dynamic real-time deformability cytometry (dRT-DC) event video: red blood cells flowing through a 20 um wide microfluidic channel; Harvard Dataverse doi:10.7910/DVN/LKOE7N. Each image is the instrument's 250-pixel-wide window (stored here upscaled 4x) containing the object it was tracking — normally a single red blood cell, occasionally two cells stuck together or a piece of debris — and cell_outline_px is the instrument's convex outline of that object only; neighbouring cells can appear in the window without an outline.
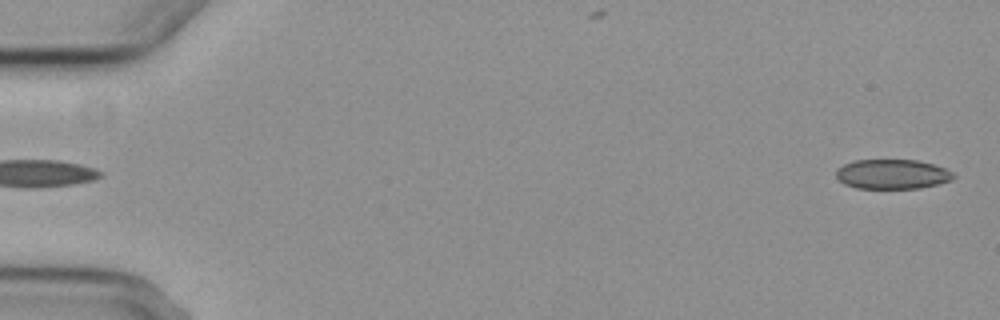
{"species": "common noctule bat (a hibernating species)", "species_latin": "Nyctalus noctula", "temperature_condition": "cold", "stored_images_in_passage": 4, "camera_frame_rate_fps": 3000, "um_per_image_px": 0.085, "animal": {"sex": "female", "body_mass_g": 29.2, "forearm_length_mm": 56.3}, "frame": {"image": 1, "passage_image": 1, "time_ms": 0.0, "image_size_px": [1000, 320], "cell_outline_px": [[956, 176], [952, 180], [920, 188], [856, 188], [844, 184], [836, 176], [836, 168], [844, 164], [856, 160], [916, 160], [932, 164], [944, 168], [952, 172]], "centroid_in_image_um": [75.83, 14.8], "position_along_channel_um": 9.2, "area_um2": 20.17}}
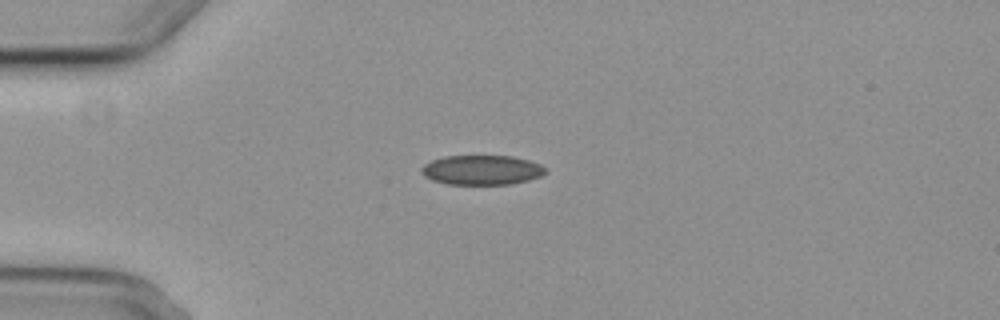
{"frame": {"image": 2, "passage_image": 4, "time_ms": 4.333, "image_size_px": [1000, 320], "cell_outline_px": [[548, 172], [540, 176], [528, 180], [512, 184], [444, 184], [432, 180], [424, 176], [420, 172], [420, 168], [424, 164], [432, 160], [444, 156], [512, 156], [528, 160], [540, 164], [548, 168]], "centroid_in_image_um": [40.95, 14.45], "position_along_channel_um": 44.1, "area_um2": 21.62}}